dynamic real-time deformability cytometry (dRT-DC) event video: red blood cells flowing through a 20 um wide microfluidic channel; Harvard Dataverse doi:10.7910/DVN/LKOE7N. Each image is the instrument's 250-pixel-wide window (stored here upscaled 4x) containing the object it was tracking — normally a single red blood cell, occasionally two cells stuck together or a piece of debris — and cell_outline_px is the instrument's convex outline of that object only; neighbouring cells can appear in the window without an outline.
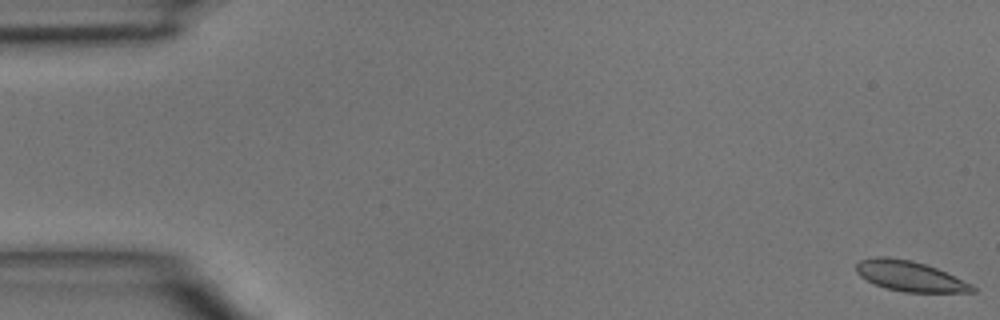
{"species": "common noctule bat (a hibernating species)", "species_latin": "Nyctalus noctula", "temperature_condition": "room temperature", "stored_images_in_passage": 48, "camera_frame_rate_fps": 3000, "um_per_image_px": 0.085, "animal": {"sex": "male", "body_mass_g": 15.6}, "frame": {"image": 1, "passage_image": 1, "time_ms": 0.0, "image_size_px": [1000, 320], "cell_outline_px": [[976, 292], [904, 292], [888, 288], [876, 284], [860, 276], [856, 272], [856, 264], [860, 260], [872, 256], [888, 256], [912, 260], [936, 268], [972, 284], [976, 288]], "centroid_in_image_um": [77.32, 23.45], "position_along_channel_um": 7.7, "area_um2": 20.4}}
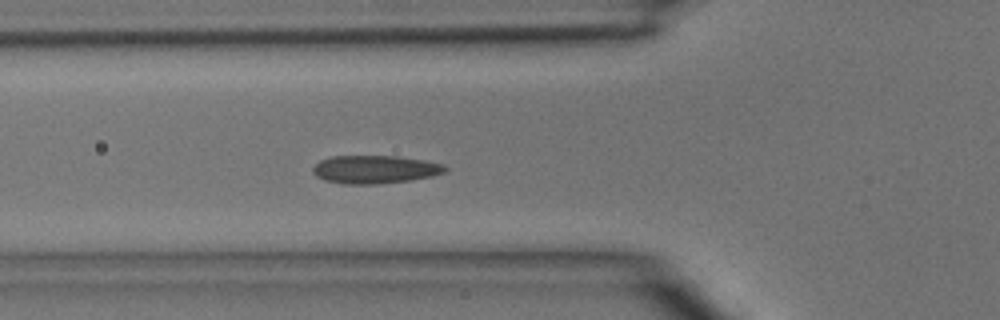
{"frame": {"image": 2, "passage_image": 17, "time_ms": 5.333, "image_size_px": [1000, 320], "cell_outline_px": [[448, 168], [444, 172], [432, 176], [412, 180], [376, 184], [344, 184], [324, 180], [316, 176], [312, 172], [312, 168], [320, 160], [332, 156], [400, 156], [424, 160], [444, 164]], "centroid_in_image_um": [31.87, 14.4], "position_along_channel_um": 93.9, "area_um2": 21.79}}
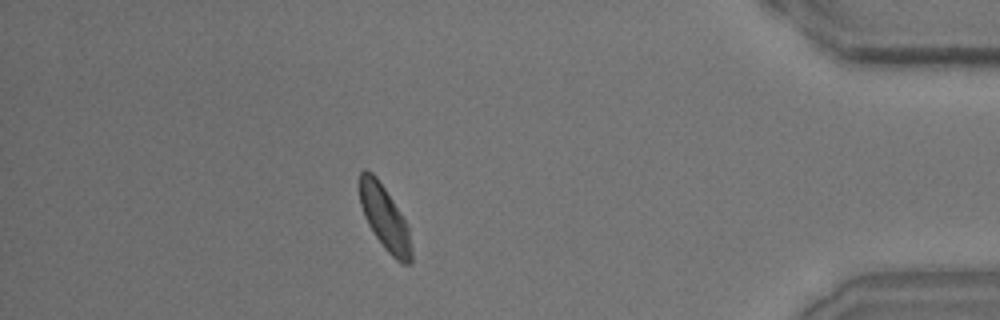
{"frame": {"image": 3, "passage_image": 42, "time_ms": 13.667, "image_size_px": [1000, 320], "cell_outline_px": [[412, 264], [400, 264], [384, 248], [368, 224], [364, 216], [360, 204], [360, 172], [364, 168], [372, 172], [376, 176], [384, 188], [404, 220], [408, 228], [412, 248]], "centroid_in_image_um": [32.7, 18.56], "position_along_channel_um": 402.5, "area_um2": 19.07}}